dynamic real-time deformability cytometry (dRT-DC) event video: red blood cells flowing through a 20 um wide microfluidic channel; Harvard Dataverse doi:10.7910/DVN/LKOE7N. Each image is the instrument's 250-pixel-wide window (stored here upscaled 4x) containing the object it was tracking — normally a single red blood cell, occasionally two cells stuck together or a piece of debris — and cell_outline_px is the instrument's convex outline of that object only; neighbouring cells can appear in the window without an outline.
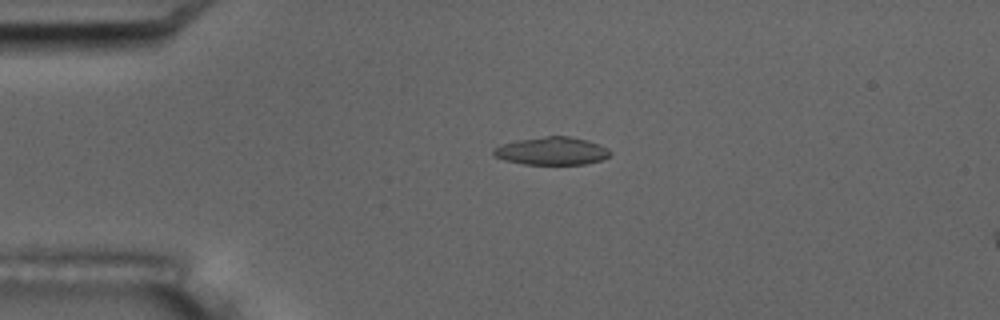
{"species": "common noctule bat (a hibernating species)", "species_latin": "Nyctalus noctula", "temperature_condition": "room temperature", "stored_images_in_passage": 6, "camera_frame_rate_fps": 3000, "um_per_image_px": 0.085, "animal": {"sex": "male", "body_mass_g": 17.5, "forearm_length_mm": 52.3}, "frame": {"image": 1, "passage_image": 4, "time_ms": 4.333, "image_size_px": [1000, 320], "cell_outline_px": [[612, 152], [608, 156], [600, 160], [584, 164], [524, 164], [504, 160], [492, 156], [492, 152], [500, 144], [520, 140], [548, 136], [568, 136], [588, 140], [600, 144], [608, 148]], "centroid_in_image_um": [46.91, 12.83], "position_along_channel_um": 38.1, "area_um2": 18.84}}